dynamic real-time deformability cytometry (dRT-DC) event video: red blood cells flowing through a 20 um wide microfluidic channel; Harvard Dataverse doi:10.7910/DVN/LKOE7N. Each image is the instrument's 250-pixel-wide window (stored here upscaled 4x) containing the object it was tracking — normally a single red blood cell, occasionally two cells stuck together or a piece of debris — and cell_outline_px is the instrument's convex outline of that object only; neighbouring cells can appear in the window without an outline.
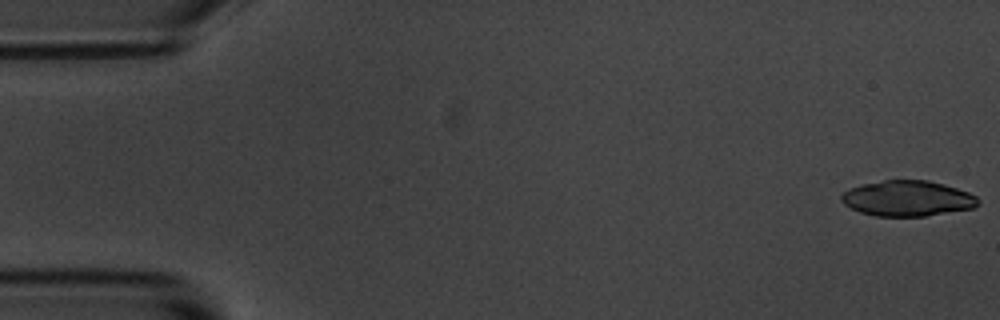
{"species": "common noctule bat (a hibernating species)", "species_latin": "Nyctalus noctula", "temperature_condition": "room temperature", "stored_images_in_passage": 54, "camera_frame_rate_fps": 3000, "um_per_image_px": 0.085, "animal": {"sex": "male", "body_mass_g": 20.1, "forearm_length_mm": 53.5}, "frame": {"image": 1, "passage_image": 1, "time_ms": 0.0, "image_size_px": [1000, 320], "cell_outline_px": [[980, 204], [972, 208], [924, 216], [876, 216], [860, 212], [844, 204], [840, 200], [840, 192], [848, 188], [864, 184], [884, 180], [928, 180], [944, 184], [968, 192], [976, 196], [980, 200]], "centroid_in_image_um": [77.11, 16.86], "position_along_channel_um": 7.9, "area_um2": 28.38}}
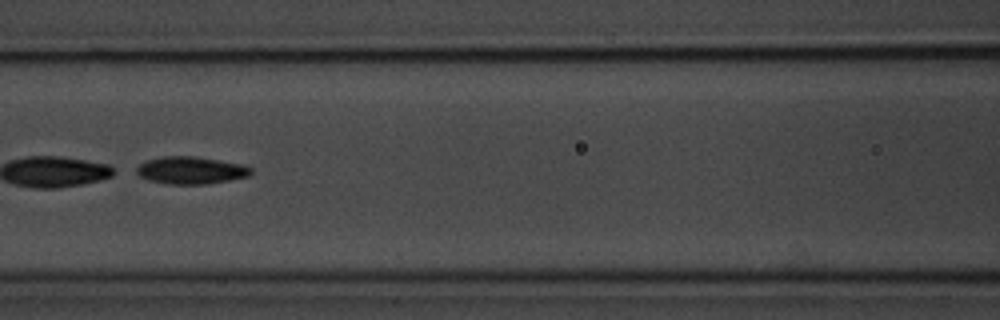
{"frame": {"image": 2, "passage_image": 24, "time_ms": 7.667, "image_size_px": [1000, 320], "cell_outline_px": [[252, 172], [248, 176], [208, 184], [168, 184], [148, 180], [132, 172], [140, 164], [148, 160], [164, 156], [196, 156], [244, 164], [252, 168]], "centroid_in_image_um": [16.21, 14.47], "position_along_channel_um": 150.4, "area_um2": 18.38}, "authors_computed_cell_mechanics": {"area_um2": 29.6803, "velocity_mm_per_s": 3.6595, "shape_relaxation_time_tau1_ms": 1.0028, "shape_relaxation_time_tau2_ms": 6.3171, "deformation_change_tau1": 0.2733, "deformation_change_tau2": 0.148}}